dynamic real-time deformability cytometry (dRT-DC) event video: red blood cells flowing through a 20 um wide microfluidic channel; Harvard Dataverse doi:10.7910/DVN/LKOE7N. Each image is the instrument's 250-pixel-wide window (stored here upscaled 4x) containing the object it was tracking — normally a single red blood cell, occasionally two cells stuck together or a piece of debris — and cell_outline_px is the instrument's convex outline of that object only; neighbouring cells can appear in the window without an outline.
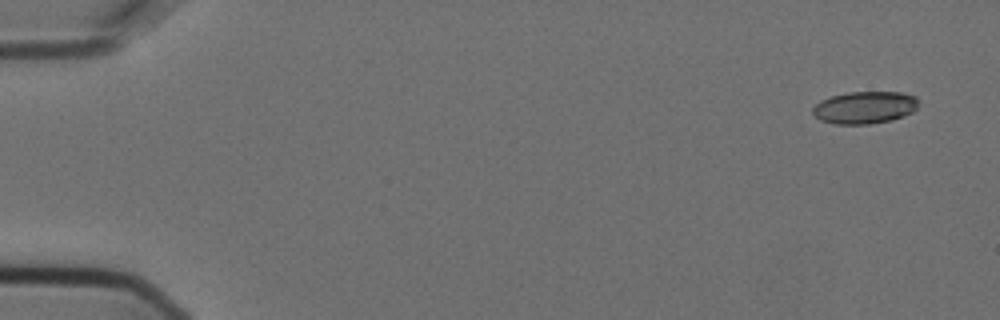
{"species": "Egyptian fruit bat (a non-hibernating species)", "species_latin": "Rousettus aegyptiacus", "temperature_condition": "cold", "stored_images_in_passage": 6, "segment_of_instrument_passage": [1, 2], "camera_frame_rate_fps": 3000, "um_per_image_px": 0.085, "animal": {"sex": "female"}, "frame": {"image": 1, "passage_image": 1, "time_ms": 0.0, "image_size_px": [1000, 320], "cell_outline_px": [[916, 108], [912, 112], [904, 116], [892, 120], [868, 124], [836, 124], [820, 120], [812, 112], [812, 108], [820, 100], [832, 96], [848, 92], [900, 92], [916, 96]], "centroid_in_image_um": [73.48, 9.14], "position_along_channel_um": 11.5, "area_um2": 19.83}}
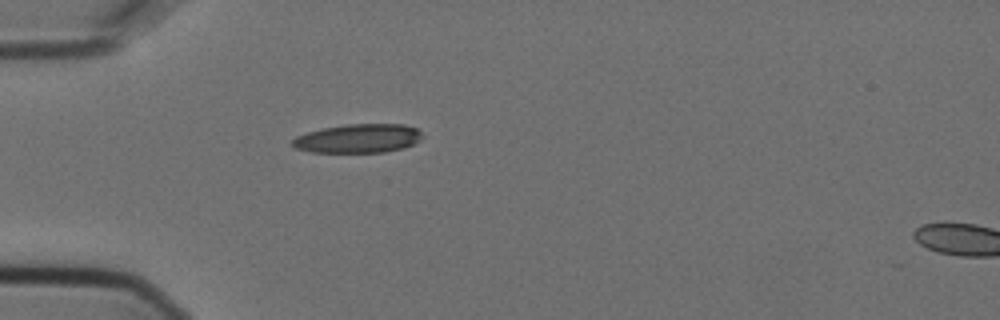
{"frame": {"image": 2, "passage_image": 5, "time_ms": 1.333, "image_size_px": [1000, 320], "cell_outline_px": [[424, 136], [420, 140], [404, 148], [384, 152], [312, 152], [296, 148], [292, 144], [292, 140], [296, 136], [308, 132], [324, 128], [348, 124], [404, 124], [416, 128]], "centroid_in_image_um": [30.47, 11.76], "position_along_channel_um": 54.5, "area_um2": 21.73}}